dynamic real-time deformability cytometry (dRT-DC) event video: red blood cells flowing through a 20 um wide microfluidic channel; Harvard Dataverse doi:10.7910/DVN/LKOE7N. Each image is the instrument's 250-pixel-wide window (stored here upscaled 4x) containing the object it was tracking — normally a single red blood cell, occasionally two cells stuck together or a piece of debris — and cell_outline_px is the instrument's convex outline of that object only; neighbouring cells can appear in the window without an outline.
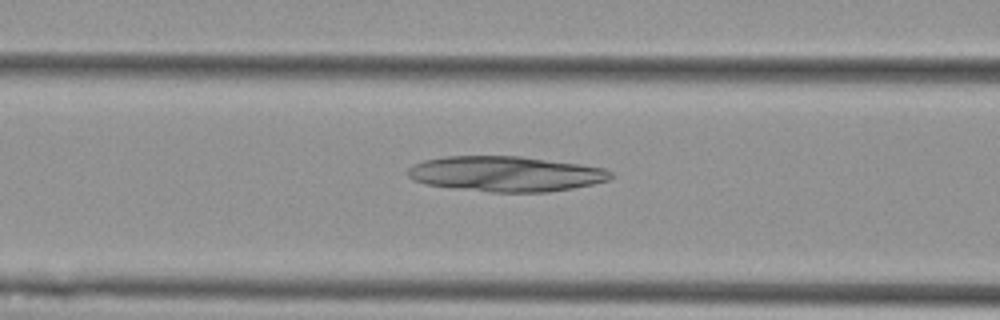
{"species": "Egyptian fruit bat (a non-hibernating species)", "species_latin": "Rousettus aegyptiacus", "temperature_condition": "cold", "stored_images_in_passage": 7, "camera_frame_rate_fps": 3000, "um_per_image_px": 0.085, "animal": {"sex": "female"}, "frame": {"image": 1, "passage_image": 6, "time_ms": 7.0, "image_size_px": [1000, 320], "cell_outline_px": [[612, 176], [608, 180], [592, 184], [572, 188], [548, 192], [492, 192], [452, 188], [424, 184], [412, 180], [408, 176], [408, 168], [412, 164], [424, 160], [448, 156], [520, 156], [580, 164], [604, 168], [612, 172]], "centroid_in_image_um": [42.95, 14.78], "position_along_channel_um": 123.7, "area_um2": 41.79}}